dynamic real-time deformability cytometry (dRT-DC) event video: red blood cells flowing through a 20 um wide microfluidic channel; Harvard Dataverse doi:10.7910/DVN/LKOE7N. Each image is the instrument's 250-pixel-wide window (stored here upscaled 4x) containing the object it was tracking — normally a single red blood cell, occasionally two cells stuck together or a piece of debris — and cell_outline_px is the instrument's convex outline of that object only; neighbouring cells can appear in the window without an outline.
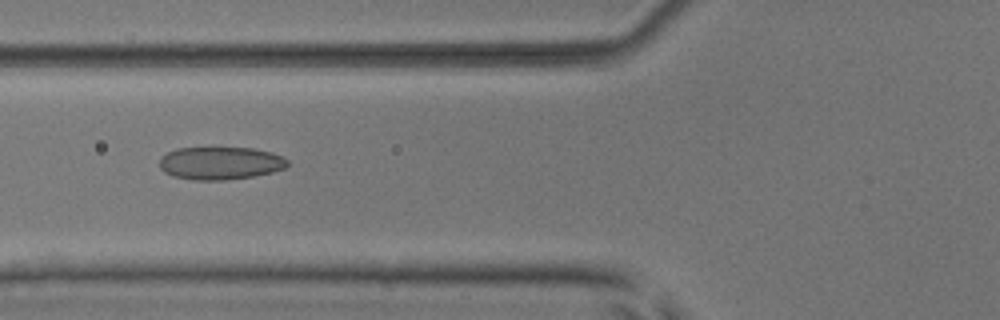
{"species": "common noctule bat (a hibernating species)", "species_latin": "Nyctalus noctula", "temperature_condition": "room temperature", "stored_images_in_passage": 7, "camera_frame_rate_fps": 3000, "um_per_image_px": 0.085, "animal": {"sex": "male", "body_mass_g": 17.9, "forearm_length_mm": 54.2}, "frame": {"image": 1, "passage_image": 5, "time_ms": 5.333, "image_size_px": [1000, 320], "cell_outline_px": [[288, 164], [284, 168], [272, 172], [252, 176], [224, 180], [192, 180], [172, 176], [164, 172], [160, 168], [160, 156], [176, 148], [252, 148], [272, 152], [288, 160]], "centroid_in_image_um": [18.69, 13.87], "position_along_channel_um": 107.1, "area_um2": 24.45}}
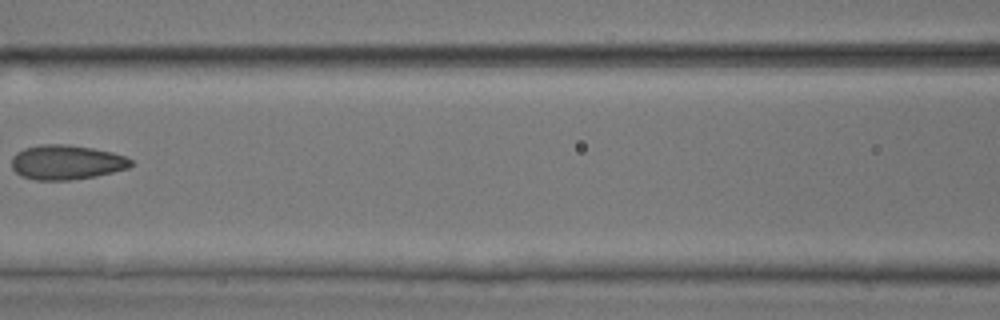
{"frame": {"image": 2, "passage_image": 6, "time_ms": 6.667, "image_size_px": [1000, 320], "cell_outline_px": [[132, 164], [128, 168], [96, 176], [72, 180], [36, 180], [20, 176], [12, 168], [12, 156], [16, 152], [24, 148], [40, 144], [64, 144], [92, 148], [112, 152], [124, 156], [132, 160]], "centroid_in_image_um": [5.62, 13.79], "position_along_channel_um": 161.0, "area_um2": 24.1}}
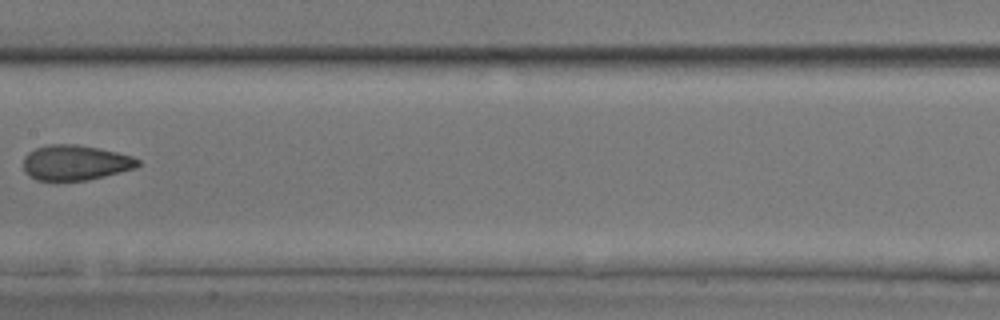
{"frame": {"image": 3, "passage_image": 7, "time_ms": 7.667, "image_size_px": [1000, 320], "cell_outline_px": [[140, 164], [136, 168], [88, 180], [36, 180], [24, 172], [24, 156], [28, 152], [36, 148], [48, 144], [76, 144], [116, 152], [132, 156], [140, 160]], "centroid_in_image_um": [6.39, 13.82], "position_along_channel_um": 201.0, "area_um2": 23.41}}